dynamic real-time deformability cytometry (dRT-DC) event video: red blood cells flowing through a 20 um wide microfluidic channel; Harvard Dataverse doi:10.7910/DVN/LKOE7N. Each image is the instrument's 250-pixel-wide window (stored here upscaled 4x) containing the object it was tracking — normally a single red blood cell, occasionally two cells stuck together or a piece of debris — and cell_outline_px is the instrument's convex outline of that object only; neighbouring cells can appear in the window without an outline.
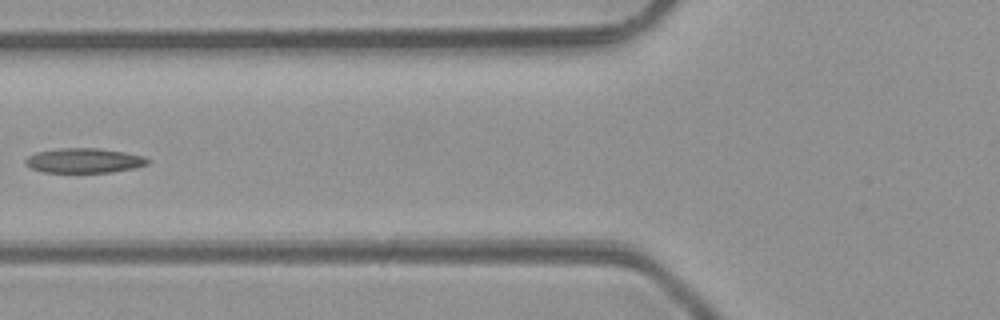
{"species": "common noctule bat (a hibernating species)", "species_latin": "Nyctalus noctula", "temperature_condition": "room temperature", "stored_images_in_passage": 3, "camera_frame_rate_fps": 3000, "um_per_image_px": 0.085, "animal": {"sex": "male", "body_mass_g": 23.1, "forearm_length_mm": 52.7}, "frame": {"image": 1, "passage_image": 3, "time_ms": 2.333, "image_size_px": [1000, 320], "cell_outline_px": [[148, 164], [136, 168], [112, 172], [44, 172], [32, 168], [24, 164], [24, 160], [28, 156], [36, 152], [60, 148], [100, 148], [124, 152], [144, 156], [148, 160]], "centroid_in_image_um": [7.14, 13.64], "position_along_channel_um": 118.7, "area_um2": 17.63}}